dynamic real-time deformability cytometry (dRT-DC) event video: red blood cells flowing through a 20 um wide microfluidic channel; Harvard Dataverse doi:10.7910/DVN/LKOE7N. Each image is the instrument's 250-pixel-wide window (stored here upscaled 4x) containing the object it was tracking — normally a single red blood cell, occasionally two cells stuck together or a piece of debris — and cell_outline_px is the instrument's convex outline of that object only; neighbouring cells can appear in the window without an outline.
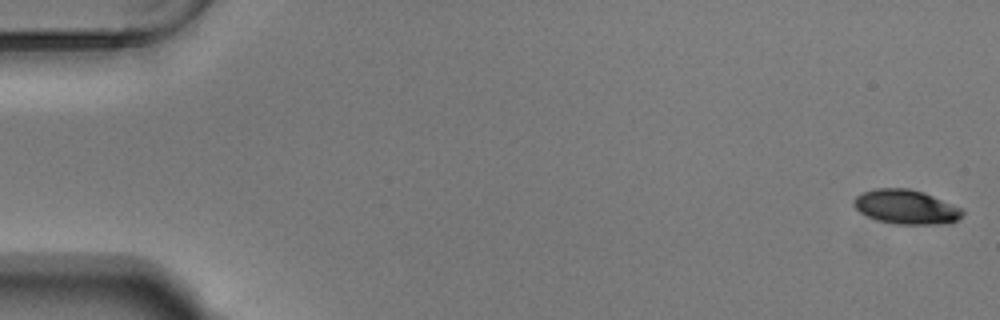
{"species": "Egyptian fruit bat (a non-hibernating species)", "species_latin": "Rousettus aegyptiacus", "temperature_condition": "warm", "stored_images_in_passage": 55, "camera_frame_rate_fps": 3000, "um_per_image_px": 0.085, "animal": {"sex": "male"}, "frame": {"image": 1, "passage_image": 1, "time_ms": 0.0, "image_size_px": [1000, 320], "cell_outline_px": [[964, 212], [956, 220], [948, 224], [896, 224], [876, 220], [860, 212], [852, 204], [852, 200], [856, 196], [864, 192], [876, 188], [908, 188], [924, 192], [960, 208]], "centroid_in_image_um": [76.98, 17.59], "position_along_channel_um": 8.0, "area_um2": 21.62}}
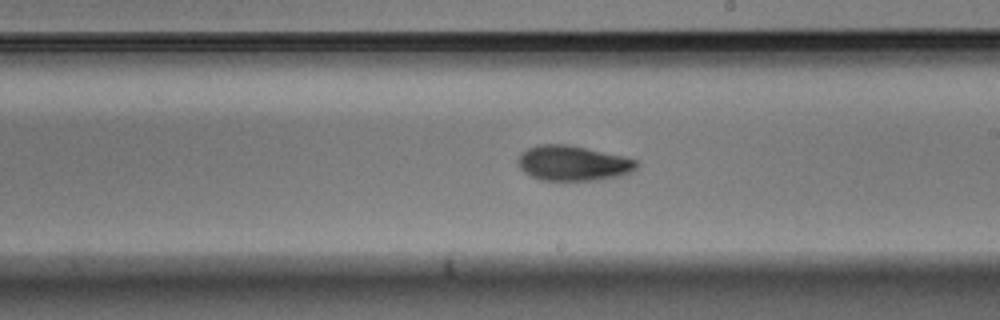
{"frame": {"image": 2, "passage_image": 32, "time_ms": 10.333, "image_size_px": [1000, 320], "cell_outline_px": [[640, 164], [632, 172], [620, 176], [596, 180], [540, 180], [524, 172], [520, 168], [516, 160], [520, 152], [536, 144], [564, 144], [624, 156], [636, 160]], "centroid_in_image_um": [48.68, 13.87], "position_along_channel_um": 240.3, "area_um2": 24.33}}
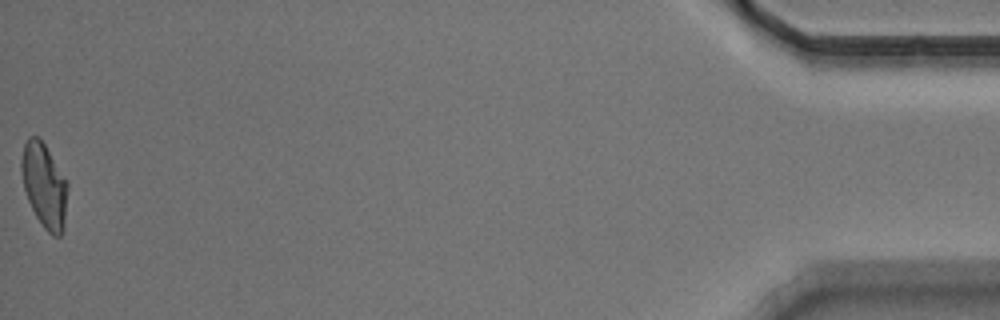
{"frame": {"image": 3, "passage_image": 55, "time_ms": 18.0, "image_size_px": [1000, 320], "cell_outline_px": [[68, 188], [64, 228], [60, 236], [52, 236], [44, 228], [36, 216], [28, 200], [24, 188], [20, 168], [20, 160], [24, 144], [28, 136], [36, 136], [44, 144], [68, 180]], "centroid_in_image_um": [3.77, 15.76], "position_along_channel_um": 431.4, "area_um2": 22.89}, "authors_computed_cell_mechanics": {"area_um2": 23.0622, "velocity_mm_per_s": 3.7199, "shape_relaxation_time_tau1_ms": 4.1182, "shape_relaxation_time_tau2_ms": 6.1987, "deformation_change_tau1": 0.1527, "deformation_change_tau2": 0.1268}}